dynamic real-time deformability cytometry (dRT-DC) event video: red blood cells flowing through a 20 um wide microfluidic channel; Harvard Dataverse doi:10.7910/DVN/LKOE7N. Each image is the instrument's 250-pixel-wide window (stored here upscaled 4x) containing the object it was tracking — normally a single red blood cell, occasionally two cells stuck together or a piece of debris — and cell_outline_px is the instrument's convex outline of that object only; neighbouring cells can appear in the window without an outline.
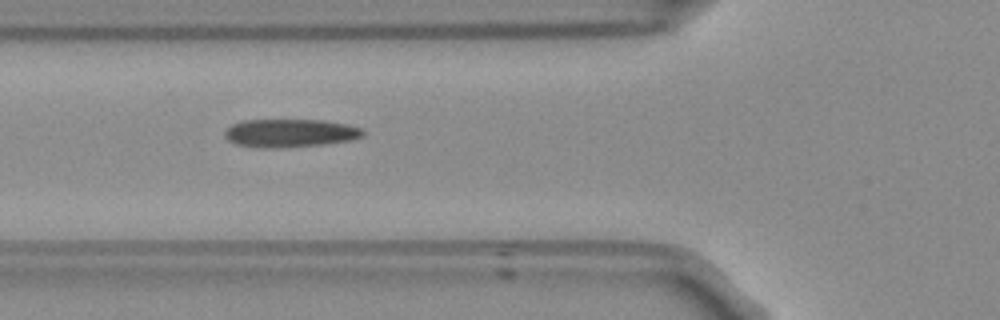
{"species": "Egyptian fruit bat (a non-hibernating species)", "species_latin": "Rousettus aegyptiacus", "temperature_condition": "room temperature", "stored_images_in_passage": 33, "camera_frame_rate_fps": 3000, "um_per_image_px": 0.085, "frame": {"image": 1, "passage_image": 3, "time_ms": 0.667, "image_size_px": [1000, 320], "cell_outline_px": [[368, 132], [364, 136], [348, 140], [320, 144], [272, 148], [264, 148], [236, 144], [228, 140], [224, 136], [224, 132], [232, 124], [240, 120], [324, 120], [348, 124], [364, 128]], "centroid_in_image_um": [24.68, 11.29], "position_along_channel_um": 101.1, "area_um2": 22.72}}
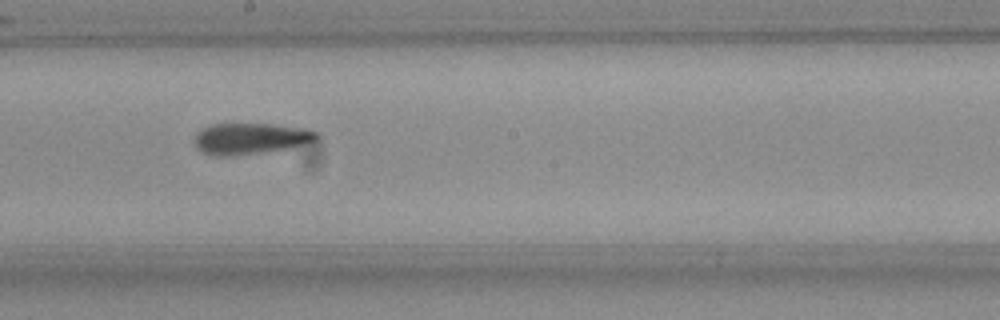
{"frame": {"image": 2, "passage_image": 13, "time_ms": 4.0, "image_size_px": [1000, 320], "cell_outline_px": [[324, 136], [320, 140], [284, 148], [260, 152], [224, 156], [216, 156], [204, 152], [196, 148], [192, 140], [196, 132], [200, 128], [212, 124], [272, 124], [312, 128], [320, 132]], "centroid_in_image_um": [21.34, 11.74], "position_along_channel_um": 226.9, "area_um2": 22.54}}
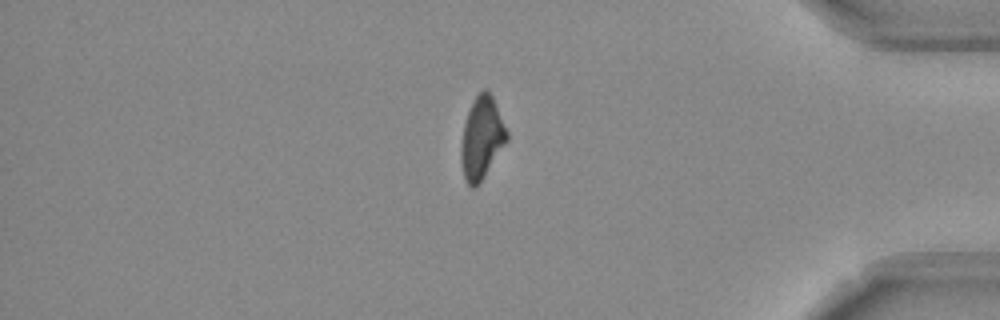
{"frame": {"image": 3, "passage_image": 29, "time_ms": 9.333, "image_size_px": [1000, 320], "cell_outline_px": [[508, 140], [476, 188], [472, 188], [464, 180], [460, 156], [460, 148], [464, 124], [472, 100], [484, 88], [492, 96], [508, 132]], "centroid_in_image_um": [40.93, 11.75], "position_along_channel_um": 394.3, "area_um2": 21.79}}